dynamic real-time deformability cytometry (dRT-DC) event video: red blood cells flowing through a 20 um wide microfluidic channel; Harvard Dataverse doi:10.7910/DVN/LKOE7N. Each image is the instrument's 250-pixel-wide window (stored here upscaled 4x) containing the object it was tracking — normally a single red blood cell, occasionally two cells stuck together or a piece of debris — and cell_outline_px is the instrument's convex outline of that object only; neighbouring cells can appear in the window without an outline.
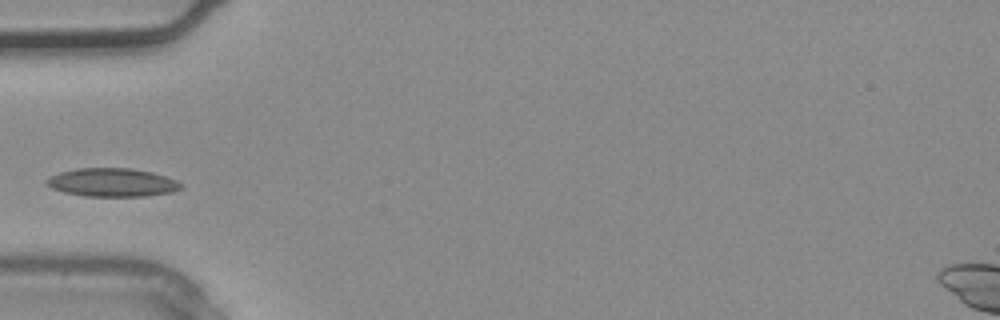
{"species": "common noctule bat (a hibernating species)", "species_latin": "Nyctalus noctula", "temperature_condition": "warm", "stored_images_in_passage": 2, "camera_frame_rate_fps": 3000, "um_per_image_px": 0.085, "animal": {"sex": "male", "body_mass_g": 20.4}, "frame": {"image": 1, "passage_image": 2, "time_ms": 0.333, "image_size_px": [1000, 320], "cell_outline_px": [[184, 184], [180, 188], [172, 192], [144, 196], [84, 196], [64, 192], [52, 188], [44, 184], [44, 180], [60, 172], [76, 168], [132, 168], [152, 172], [176, 180]], "centroid_in_image_um": [9.52, 15.5], "position_along_channel_um": 75.5, "area_um2": 22.25}}